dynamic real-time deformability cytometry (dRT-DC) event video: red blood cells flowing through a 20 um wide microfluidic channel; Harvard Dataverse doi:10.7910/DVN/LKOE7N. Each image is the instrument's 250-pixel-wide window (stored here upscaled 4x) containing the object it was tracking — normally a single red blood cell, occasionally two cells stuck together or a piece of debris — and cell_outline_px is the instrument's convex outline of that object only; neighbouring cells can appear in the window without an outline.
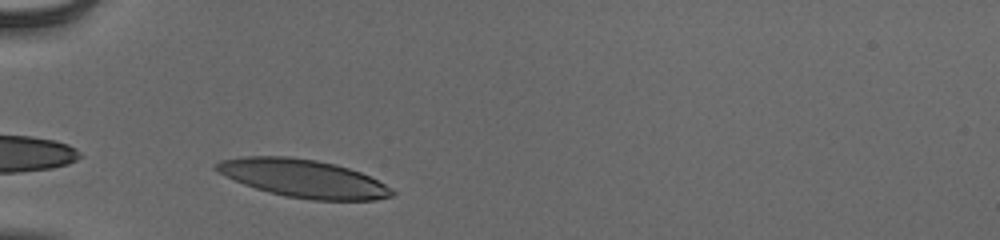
{"species": "human", "species_latin": "Homo sapiens", "temperature_condition": "cold", "stored_images_in_passage": 30, "camera_frame_rate_fps": 3000, "um_per_image_px": 0.085, "donor": {"sex": "male"}, "frame": {"image": 1, "passage_image": 2, "time_ms": 0.333, "image_size_px": [1000, 240], "cell_outline_px": [[396, 192], [392, 196], [376, 200], [312, 200], [288, 196], [268, 192], [244, 184], [212, 168], [212, 164], [220, 160], [240, 156], [288, 156], [316, 160], [336, 164], [360, 172], [392, 188]], "centroid_in_image_um": [25.76, 15.15], "position_along_channel_um": 59.2, "area_um2": 38.73}}
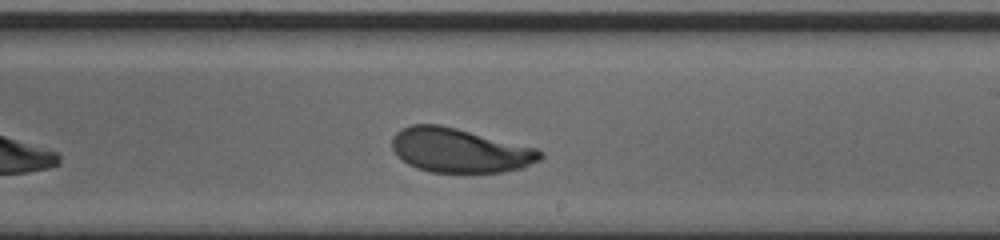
{"frame": {"image": 2, "passage_image": 18, "time_ms": 5.667, "image_size_px": [1000, 240], "cell_outline_px": [[544, 156], [540, 160], [520, 168], [500, 172], [432, 172], [416, 168], [408, 164], [392, 148], [392, 136], [400, 128], [412, 124], [440, 124], [536, 148], [544, 152]], "centroid_in_image_um": [39.06, 12.77], "position_along_channel_um": 249.9, "area_um2": 37.97}}
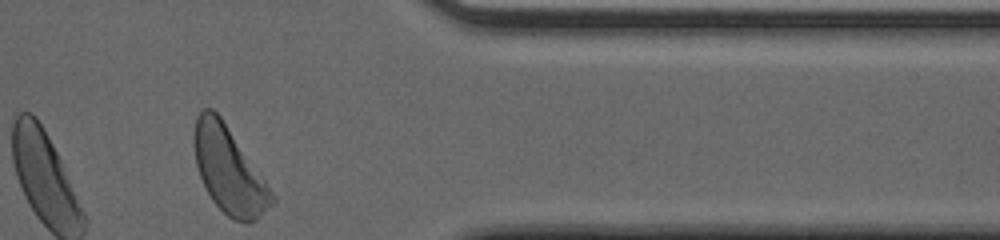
{"frame": {"image": 3, "passage_image": 30, "time_ms": 9.667, "image_size_px": [1000, 240], "cell_outline_px": [[276, 200], [256, 220], [248, 224], [244, 224], [228, 216], [212, 200], [200, 176], [196, 164], [192, 144], [192, 136], [196, 116], [204, 108], [212, 108], [220, 116], [276, 196]], "centroid_in_image_um": [19.44, 14.46], "position_along_channel_um": 392.0, "area_um2": 38.84}, "authors_computed_cell_mechanics": {"area_um2": 38.4081, "velocity_mm_per_s": 3.8339, "shape_relaxation_time_tau1_ms": 2.5363, "shape_relaxation_time_tau2_ms": 1.1419, "deformation_change_tau1": 0.1475, "deformation_change_tau2": 0.077}}